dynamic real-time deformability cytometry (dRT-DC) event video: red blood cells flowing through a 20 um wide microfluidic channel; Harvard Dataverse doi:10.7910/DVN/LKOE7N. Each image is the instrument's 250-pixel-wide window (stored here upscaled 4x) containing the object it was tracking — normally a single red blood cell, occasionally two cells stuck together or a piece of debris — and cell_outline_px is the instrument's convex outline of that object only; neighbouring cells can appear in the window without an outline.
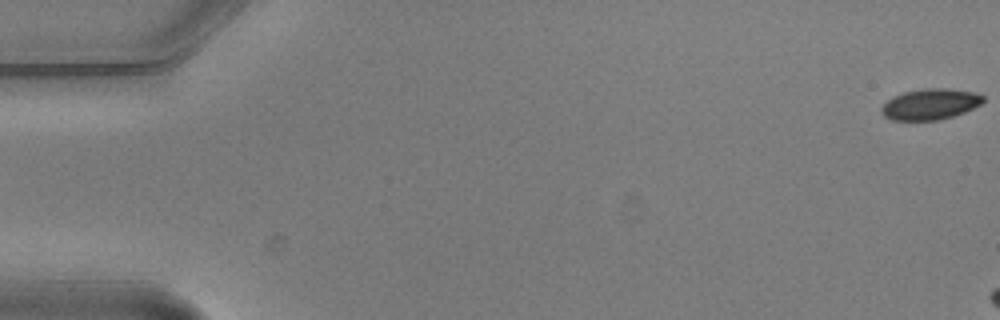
{"species": "common noctule bat (a hibernating species)", "species_latin": "Nyctalus noctula", "temperature_condition": "warm", "stored_images_in_passage": 6, "segment_of_instrument_passage": [2, 2], "camera_frame_rate_fps": 3000, "um_per_image_px": 0.085, "animal": {"sex": "male", "body_mass_g": 20.5, "forearm_length_mm": 52.5}, "frame": {"image": 1, "passage_image": 6, "time_ms": 1.667, "image_size_px": [1000, 320], "cell_outline_px": [[984, 100], [980, 104], [964, 112], [940, 120], [892, 120], [884, 116], [880, 112], [880, 108], [888, 100], [904, 92], [924, 88], [948, 88], [972, 92], [984, 96]], "centroid_in_image_um": [79.05, 8.86], "position_along_channel_um": 5.9, "area_um2": 18.15}}